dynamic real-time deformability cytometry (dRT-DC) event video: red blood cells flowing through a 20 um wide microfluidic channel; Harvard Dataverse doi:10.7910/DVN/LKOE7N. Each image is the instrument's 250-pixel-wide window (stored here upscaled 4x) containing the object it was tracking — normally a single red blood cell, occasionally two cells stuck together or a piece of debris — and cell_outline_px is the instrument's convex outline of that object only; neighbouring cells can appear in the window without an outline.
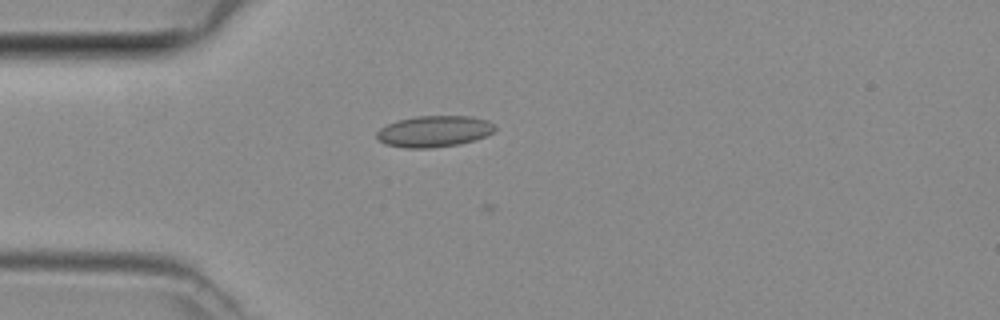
{"species": "common noctule bat (a hibernating species)", "species_latin": "Nyctalus noctula", "temperature_condition": "room temperature", "stored_images_in_passage": 41, "camera_frame_rate_fps": 3000, "um_per_image_px": 0.085, "animal": {"sex": "female", "body_mass_g": 29.2, "forearm_length_mm": 56.3}, "frame": {"image": 1, "passage_image": 13, "time_ms": 4.0, "image_size_px": [1000, 320], "cell_outline_px": [[496, 128], [492, 132], [476, 140], [460, 144], [432, 148], [404, 148], [384, 144], [376, 136], [376, 132], [380, 128], [388, 124], [400, 120], [416, 116], [472, 116], [488, 120], [496, 124]], "centroid_in_image_um": [36.92, 11.17], "position_along_channel_um": 48.1, "area_um2": 21.68}}
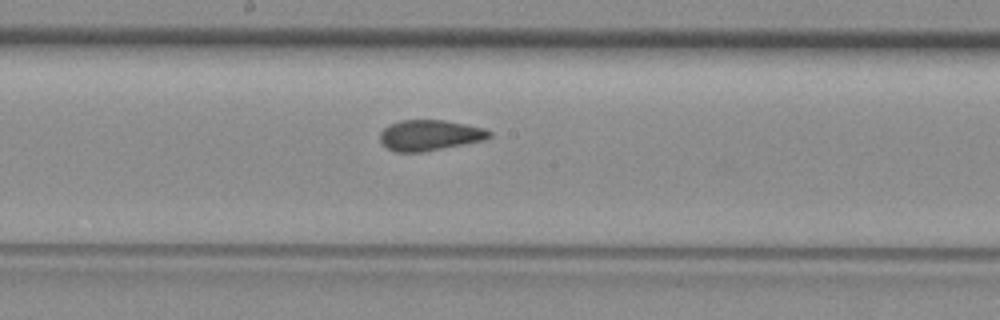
{"frame": {"image": 2, "passage_image": 25, "time_ms": 8.0, "image_size_px": [1000, 320], "cell_outline_px": [[492, 136], [484, 140], [420, 152], [396, 152], [388, 148], [380, 140], [380, 132], [384, 128], [400, 120], [444, 120], [484, 128], [492, 132]], "centroid_in_image_um": [36.53, 11.49], "position_along_channel_um": 211.7, "area_um2": 19.25}}
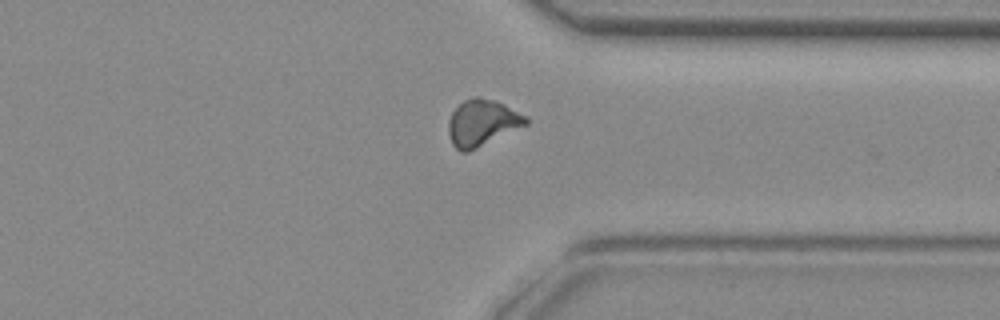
{"frame": {"image": 3, "passage_image": 36, "time_ms": 11.667, "image_size_px": [1000, 320], "cell_outline_px": [[528, 124], [468, 152], [460, 152], [452, 144], [448, 132], [448, 120], [452, 112], [464, 100], [472, 96], [480, 96], [496, 100], [504, 104], [524, 116], [528, 120]], "centroid_in_image_um": [40.95, 10.43], "position_along_channel_um": 370.5, "area_um2": 20.87}}